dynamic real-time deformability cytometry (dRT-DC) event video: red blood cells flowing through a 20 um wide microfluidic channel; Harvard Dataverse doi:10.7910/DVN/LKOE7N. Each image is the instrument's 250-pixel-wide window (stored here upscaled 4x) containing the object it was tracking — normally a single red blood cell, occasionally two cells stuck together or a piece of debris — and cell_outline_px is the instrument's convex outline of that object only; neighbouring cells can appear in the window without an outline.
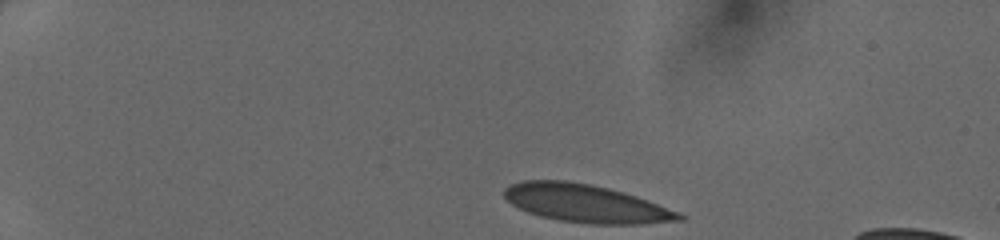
{"species": "human", "species_latin": "Homo sapiens", "temperature_condition": "cold", "stored_images_in_passage": 35, "camera_frame_rate_fps": 3000, "um_per_image_px": 0.085, "donor": {"sex": "female"}, "frame": {"image": 1, "passage_image": 1, "time_ms": 0.0, "image_size_px": [1000, 240], "cell_outline_px": [[688, 216], [684, 220], [644, 224], [592, 224], [560, 220], [540, 216], [528, 212], [512, 204], [504, 196], [504, 188], [508, 184], [524, 180], [568, 180], [592, 184], [624, 192], [648, 200], [680, 212]], "centroid_in_image_um": [49.83, 17.29], "position_along_channel_um": 35.2, "area_um2": 38.96}}
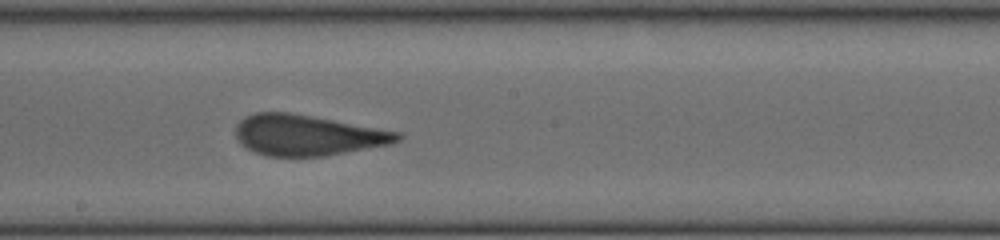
{"frame": {"image": 2, "passage_image": 20, "time_ms": 6.333, "image_size_px": [1000, 240], "cell_outline_px": [[404, 136], [400, 140], [392, 144], [324, 156], [268, 156], [244, 148], [236, 140], [236, 124], [244, 116], [256, 112], [288, 112], [312, 116], [400, 132]], "centroid_in_image_um": [26.11, 11.49], "position_along_channel_um": 222.1, "area_um2": 38.49}}
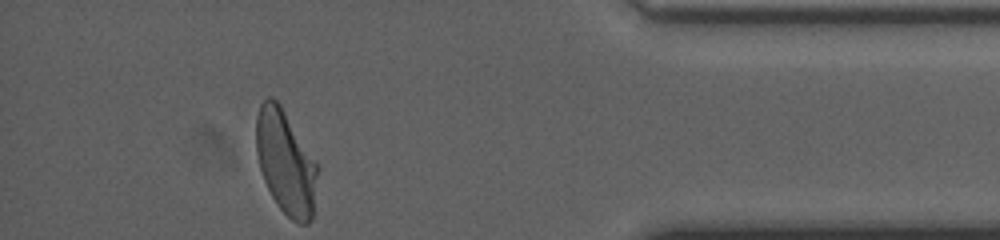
{"frame": {"image": 3, "passage_image": 35, "time_ms": 11.333, "image_size_px": [1000, 240], "cell_outline_px": [[316, 176], [312, 220], [308, 224], [300, 224], [292, 220], [280, 208], [272, 196], [264, 180], [260, 168], [256, 152], [256, 116], [260, 104], [268, 96], [272, 96], [280, 104], [316, 164]], "centroid_in_image_um": [24.24, 13.79], "position_along_channel_um": 411.0, "area_um2": 36.3}}